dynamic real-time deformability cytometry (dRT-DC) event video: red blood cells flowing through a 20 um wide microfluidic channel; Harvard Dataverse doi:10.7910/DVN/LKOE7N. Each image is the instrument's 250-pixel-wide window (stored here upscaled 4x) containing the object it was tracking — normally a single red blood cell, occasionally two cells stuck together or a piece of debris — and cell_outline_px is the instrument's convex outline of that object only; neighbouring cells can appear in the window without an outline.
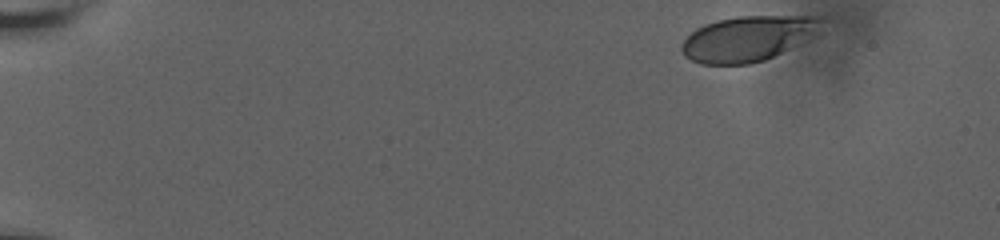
{"species": "human", "species_latin": "Homo sapiens", "temperature_condition": "room temperature", "stored_images_in_passage": 10, "camera_frame_rate_fps": 3000, "um_per_image_px": 0.085, "donor": {"sex": "male"}, "frame": {"image": 1, "passage_image": 1, "time_ms": 0.0, "image_size_px": [1000, 240], "cell_outline_px": [[820, 20], [780, 52], [764, 60], [748, 64], [700, 64], [684, 56], [680, 48], [680, 44], [696, 28], [704, 24], [716, 20], [740, 16], [812, 16]], "centroid_in_image_um": [63.23, 3.29], "position_along_channel_um": 21.8, "area_um2": 34.62}}
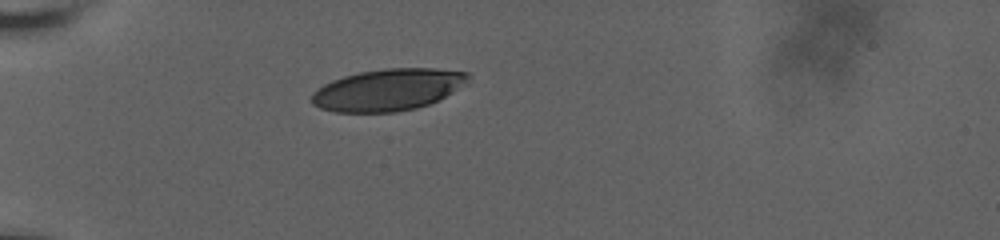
{"frame": {"image": 2, "passage_image": 7, "time_ms": 4.0, "image_size_px": [1000, 240], "cell_outline_px": [[468, 80], [452, 92], [428, 104], [416, 108], [396, 112], [336, 112], [320, 108], [312, 104], [312, 92], [316, 88], [332, 80], [344, 76], [360, 72], [384, 68], [436, 68], [468, 72]], "centroid_in_image_um": [32.93, 7.62], "position_along_channel_um": 52.1, "area_um2": 37.92}}
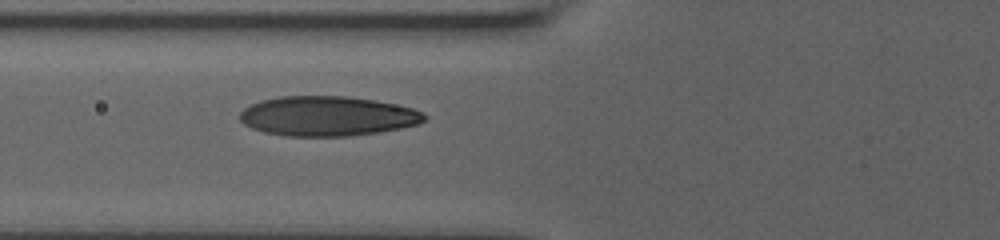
{"frame": {"image": 3, "passage_image": 10, "time_ms": 6.0, "image_size_px": [1000, 240], "cell_outline_px": [[428, 120], [416, 124], [400, 128], [376, 132], [348, 136], [288, 136], [264, 132], [252, 128], [244, 124], [240, 120], [240, 112], [244, 108], [260, 100], [280, 96], [348, 96], [376, 100], [412, 108], [424, 112], [428, 116]], "centroid_in_image_um": [27.84, 9.86], "position_along_channel_um": 98.0, "area_um2": 42.83}}